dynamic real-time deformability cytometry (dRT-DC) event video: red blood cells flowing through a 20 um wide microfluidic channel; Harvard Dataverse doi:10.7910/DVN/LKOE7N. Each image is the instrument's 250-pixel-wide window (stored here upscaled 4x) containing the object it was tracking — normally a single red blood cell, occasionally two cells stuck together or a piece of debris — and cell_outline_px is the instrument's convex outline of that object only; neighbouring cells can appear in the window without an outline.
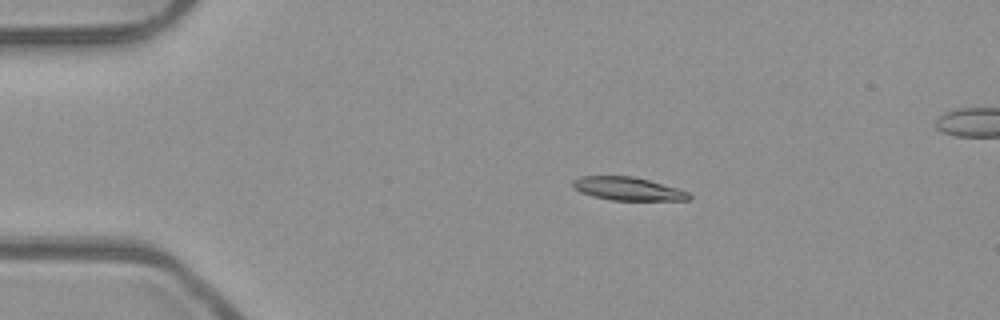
{"species": "common noctule bat (a hibernating species)", "species_latin": "Nyctalus noctula", "temperature_condition": "room temperature", "stored_images_in_passage": 38, "camera_frame_rate_fps": 3000, "um_per_image_px": 0.085, "animal": {"sex": "male", "body_mass_g": 23.1, "forearm_length_mm": 52.7}, "frame": {"image": 1, "passage_image": 3, "time_ms": 0.667, "image_size_px": [1000, 320], "cell_outline_px": [[692, 200], [612, 200], [592, 196], [580, 192], [572, 188], [572, 180], [580, 176], [632, 176], [680, 188], [688, 192], [692, 196]], "centroid_in_image_um": [53.37, 16.04], "position_along_channel_um": 31.6, "area_um2": 15.9}}
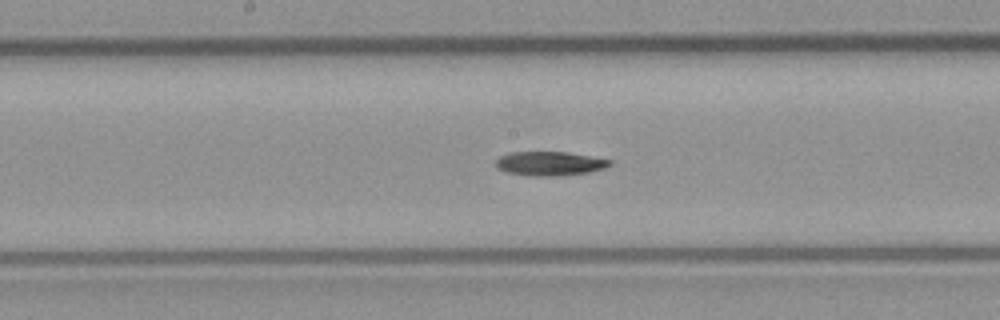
{"frame": {"image": 2, "passage_image": 20, "time_ms": 6.333, "image_size_px": [1000, 320], "cell_outline_px": [[612, 164], [604, 168], [588, 172], [560, 176], [532, 176], [508, 172], [496, 168], [496, 160], [500, 156], [508, 152], [568, 152], [612, 160]], "centroid_in_image_um": [46.72, 13.9], "position_along_channel_um": 201.5, "area_um2": 16.01}}
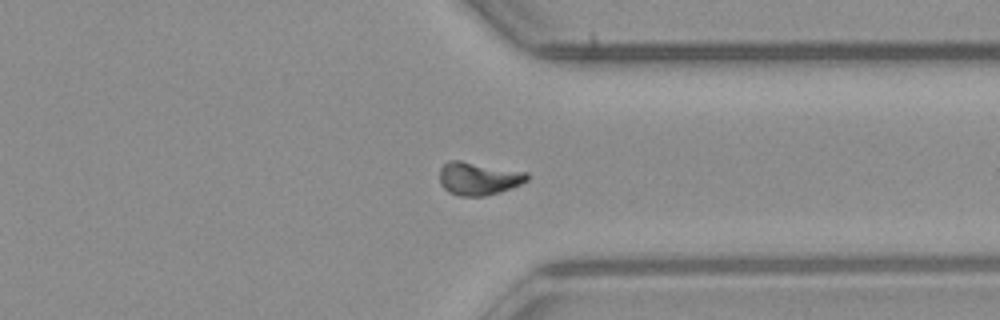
{"frame": {"image": 3, "passage_image": 33, "time_ms": 10.667, "image_size_px": [1000, 320], "cell_outline_px": [[528, 180], [520, 184], [500, 192], [484, 196], [460, 196], [448, 192], [440, 184], [440, 168], [448, 160], [460, 160], [528, 172]], "centroid_in_image_um": [40.66, 15.17], "position_along_channel_um": 370.7, "area_um2": 16.88}, "authors_computed_cell_mechanics": {"area_um2": 16.2996, "velocity_mm_per_s": 3.9433, "shape_relaxation_time_tau1_ms": 7.9333, "shape_relaxation_time_tau2_ms": null, "deformation_change_tau1": 0.1518, "deformation_change_tau2": null}}